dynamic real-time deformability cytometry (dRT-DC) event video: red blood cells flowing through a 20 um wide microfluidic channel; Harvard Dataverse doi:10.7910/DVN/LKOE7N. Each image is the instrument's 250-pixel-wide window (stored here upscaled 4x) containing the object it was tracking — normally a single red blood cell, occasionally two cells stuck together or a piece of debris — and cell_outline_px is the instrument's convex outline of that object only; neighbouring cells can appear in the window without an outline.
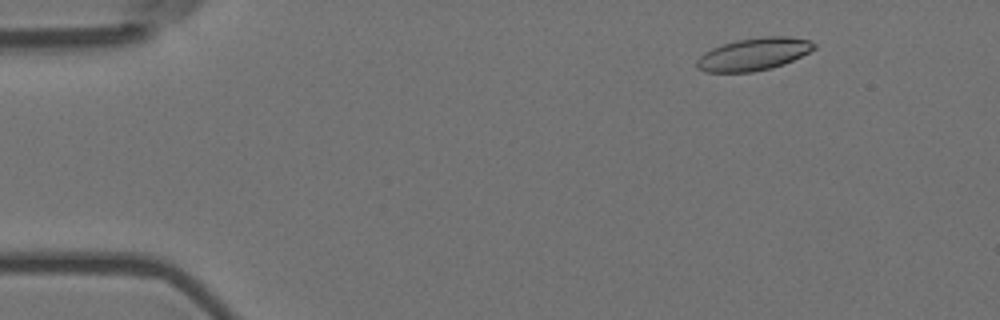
{"species": "Egyptian fruit bat (a non-hibernating species)", "species_latin": "Rousettus aegyptiacus", "temperature_condition": "room temperature", "stored_images_in_passage": 6, "camera_frame_rate_fps": 3000, "um_per_image_px": 0.085, "animal": {"sex": "female"}, "frame": {"image": 1, "passage_image": 3, "time_ms": 0.667, "image_size_px": [1000, 320], "cell_outline_px": [[816, 48], [784, 64], [772, 68], [752, 72], [708, 72], [696, 68], [696, 60], [704, 52], [712, 48], [736, 40], [764, 36], [788, 36], [808, 40], [816, 44]], "centroid_in_image_um": [64.05, 4.6], "position_along_channel_um": 20.9, "area_um2": 22.14}}